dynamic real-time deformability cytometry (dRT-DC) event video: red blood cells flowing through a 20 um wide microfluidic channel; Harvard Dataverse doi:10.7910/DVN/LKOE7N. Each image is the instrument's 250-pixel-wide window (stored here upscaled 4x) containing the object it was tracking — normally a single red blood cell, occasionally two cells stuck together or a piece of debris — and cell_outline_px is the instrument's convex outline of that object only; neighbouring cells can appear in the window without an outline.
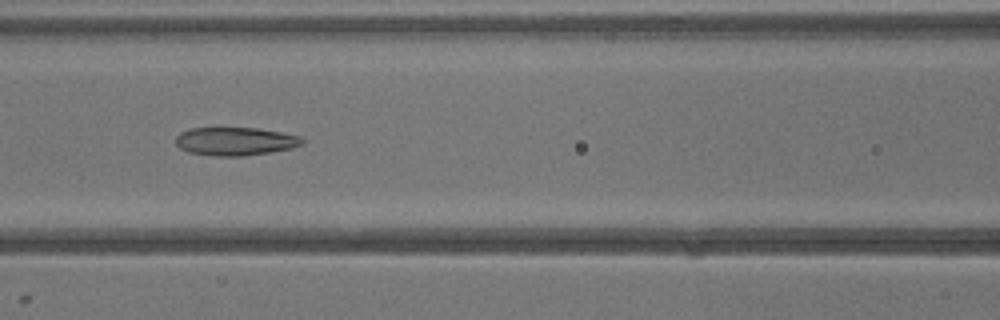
{"species": "common noctule bat (a hibernating species)", "species_latin": "Nyctalus noctula", "temperature_condition": "warm", "stored_images_in_passage": 39, "camera_frame_rate_fps": 3000, "um_per_image_px": 0.085, "animal": {"sex": "male", "body_mass_g": 13.3}, "frame": {"image": 1, "passage_image": 17, "time_ms": 5.333, "image_size_px": [1000, 320], "cell_outline_px": [[304, 144], [292, 148], [244, 156], [212, 156], [188, 152], [180, 148], [176, 144], [176, 136], [180, 132], [188, 128], [256, 128], [280, 132], [300, 136], [304, 140]], "centroid_in_image_um": [19.98, 12.01], "position_along_channel_um": 146.6, "area_um2": 20.87}}
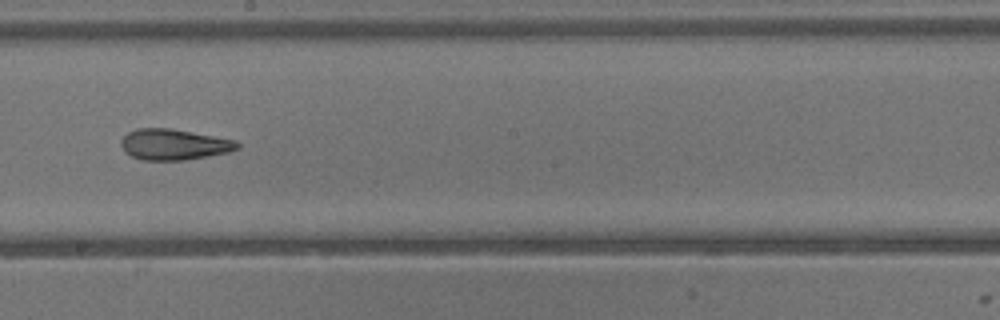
{"frame": {"image": 2, "passage_image": 22, "time_ms": 7.0, "image_size_px": [1000, 320], "cell_outline_px": [[240, 148], [228, 152], [208, 156], [184, 160], [140, 160], [124, 152], [120, 144], [120, 140], [128, 132], [136, 128], [168, 128], [236, 140], [240, 144]], "centroid_in_image_um": [14.75, 12.28], "position_along_channel_um": 233.4, "area_um2": 20.92}}
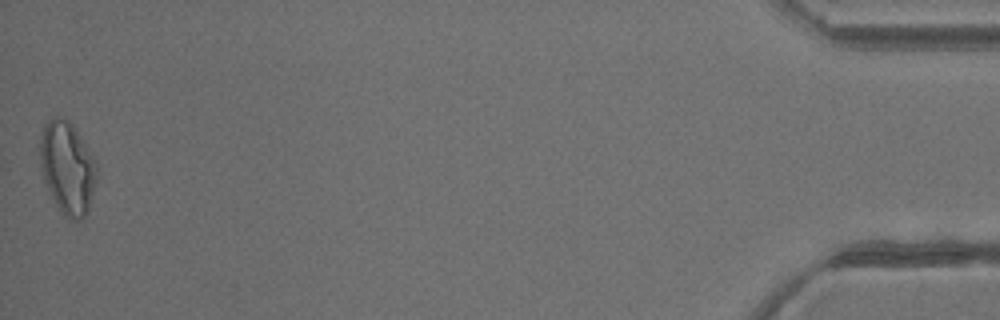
{"frame": {"image": 3, "passage_image": 39, "time_ms": 12.667, "image_size_px": [1000, 320], "cell_outline_px": [[96, 180], [88, 212], [80, 220], [72, 220], [64, 216], [56, 204], [44, 180], [40, 164], [40, 140], [44, 124], [48, 120], [56, 116], [68, 120], [72, 124], [96, 160]], "centroid_in_image_um": [5.73, 14.26], "position_along_channel_um": 429.5, "area_um2": 30.35}}